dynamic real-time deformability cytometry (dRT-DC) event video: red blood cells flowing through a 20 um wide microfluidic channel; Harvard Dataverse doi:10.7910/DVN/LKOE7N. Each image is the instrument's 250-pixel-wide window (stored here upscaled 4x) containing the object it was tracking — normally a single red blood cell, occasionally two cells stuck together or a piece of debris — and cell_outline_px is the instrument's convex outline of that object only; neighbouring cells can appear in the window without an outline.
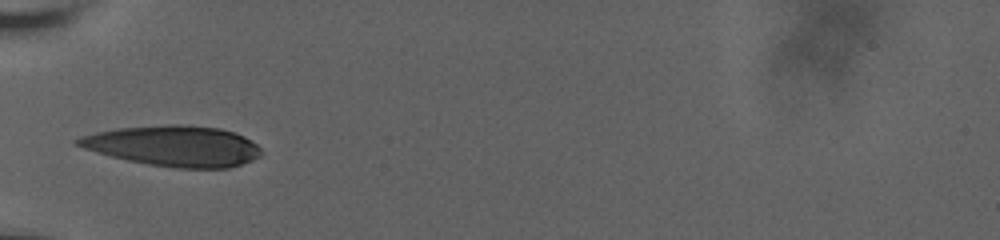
{"species": "human", "species_latin": "Homo sapiens", "temperature_condition": "room temperature", "stored_images_in_passage": 23, "camera_frame_rate_fps": 3000, "um_per_image_px": 0.085, "donor": {"sex": "male"}, "frame": {"image": 1, "passage_image": 1, "time_ms": 0.0, "image_size_px": [1000, 240], "cell_outline_px": [[264, 152], [260, 156], [252, 160], [228, 168], [176, 168], [148, 164], [128, 160], [112, 156], [84, 148], [72, 144], [72, 140], [80, 136], [96, 132], [116, 128], [172, 124], [180, 124], [220, 128], [236, 132], [252, 140]], "centroid_in_image_um": [14.77, 12.4], "position_along_channel_um": 70.2, "area_um2": 43.58}}
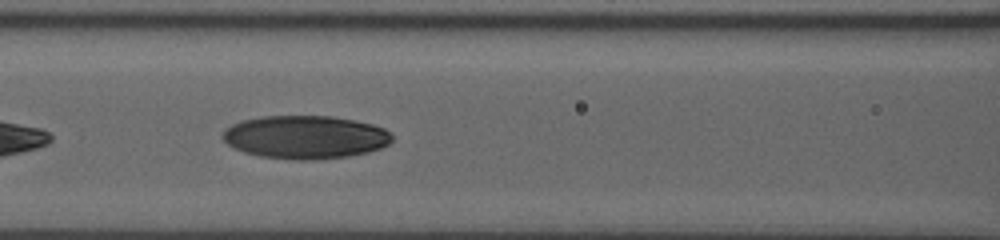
{"frame": {"image": 2, "passage_image": 7, "time_ms": 2.0, "image_size_px": [1000, 240], "cell_outline_px": [[392, 140], [388, 144], [380, 148], [368, 152], [348, 156], [312, 160], [292, 160], [260, 156], [244, 152], [228, 144], [220, 136], [224, 128], [240, 120], [260, 116], [332, 116], [356, 120], [372, 124], [384, 128], [392, 132]], "centroid_in_image_um": [25.93, 11.64], "position_along_channel_um": 140.7, "area_um2": 43.0}}
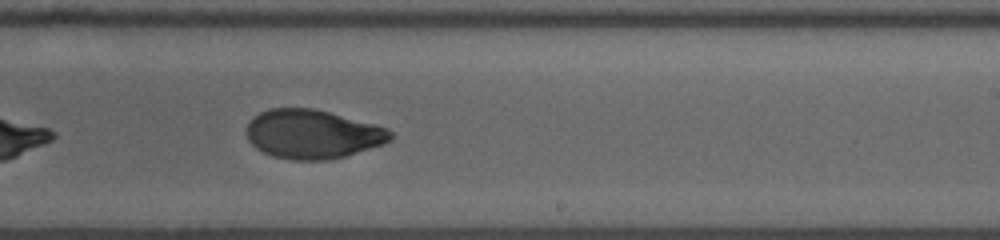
{"frame": {"image": 3, "passage_image": 17, "time_ms": 5.333, "image_size_px": [1000, 240], "cell_outline_px": [[392, 140], [384, 144], [344, 156], [328, 160], [292, 160], [272, 156], [256, 148], [248, 140], [248, 120], [252, 116], [268, 108], [312, 108], [376, 124], [388, 128], [392, 132]], "centroid_in_image_um": [26.57, 11.4], "position_along_channel_um": 262.4, "area_um2": 41.15}}